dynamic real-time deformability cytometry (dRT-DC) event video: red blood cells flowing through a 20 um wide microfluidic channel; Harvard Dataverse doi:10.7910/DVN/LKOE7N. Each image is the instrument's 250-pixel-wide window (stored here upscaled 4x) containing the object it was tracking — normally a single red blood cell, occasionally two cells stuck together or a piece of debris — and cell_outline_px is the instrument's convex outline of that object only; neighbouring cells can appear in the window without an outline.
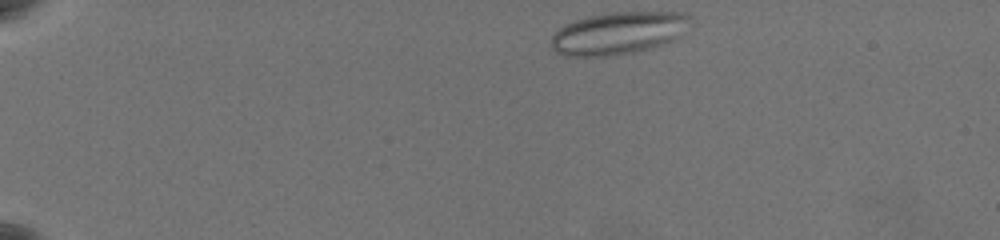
{"species": "common noctule bat (a hibernating species)", "species_latin": "Nyctalus noctula", "temperature_condition": "warm", "stored_images_in_passage": 50, "camera_frame_rate_fps": 3000, "um_per_image_px": 0.085, "animal": {"sex": "female", "body_mass_g": 19.5, "forearm_length_mm": 54.1}, "frame": {"image": 1, "passage_image": 1, "time_ms": 0.0, "image_size_px": [1000, 240], "cell_outline_px": [[688, 16], [680, 36], [676, 40], [648, 48], [632, 52], [608, 56], [564, 56], [556, 52], [552, 48], [552, 36], [564, 24], [588, 16], [612, 12], [684, 12]], "centroid_in_image_um": [52.5, 2.82], "position_along_channel_um": 32.5, "area_um2": 33.87}}
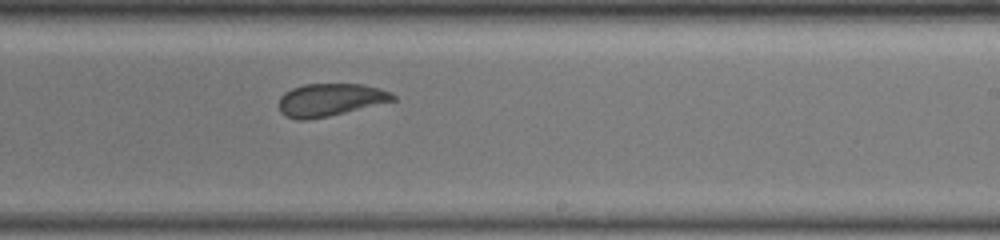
{"frame": {"image": 2, "passage_image": 29, "time_ms": 9.333, "image_size_px": [1000, 240], "cell_outline_px": [[396, 100], [328, 116], [308, 120], [296, 120], [284, 116], [280, 112], [280, 96], [284, 92], [292, 88], [304, 84], [360, 84], [380, 88], [392, 92], [396, 96]], "centroid_in_image_um": [28.05, 8.48], "position_along_channel_um": 260.9, "area_um2": 21.73}}
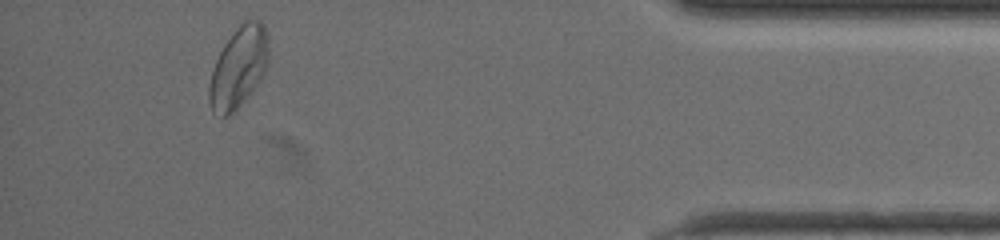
{"frame": {"image": 3, "passage_image": 46, "time_ms": 15.0, "image_size_px": [1000, 240], "cell_outline_px": [[268, 64], [264, 72], [256, 84], [240, 104], [228, 116], [220, 116], [212, 112], [208, 100], [208, 88], [212, 72], [216, 60], [224, 44], [236, 28], [244, 20], [260, 20], [264, 24], [268, 36]], "centroid_in_image_um": [20.27, 5.7], "position_along_channel_um": 414.9, "area_um2": 27.69}, "authors_computed_cell_mechanics": {"area_um2": 24.1893, "velocity_mm_per_s": 3.494, "shape_relaxation_time_tau1_ms": null, "shape_relaxation_time_tau2_ms": 1.5253, "deformation_change_tau1": null, "deformation_change_tau2": 0.0867}}